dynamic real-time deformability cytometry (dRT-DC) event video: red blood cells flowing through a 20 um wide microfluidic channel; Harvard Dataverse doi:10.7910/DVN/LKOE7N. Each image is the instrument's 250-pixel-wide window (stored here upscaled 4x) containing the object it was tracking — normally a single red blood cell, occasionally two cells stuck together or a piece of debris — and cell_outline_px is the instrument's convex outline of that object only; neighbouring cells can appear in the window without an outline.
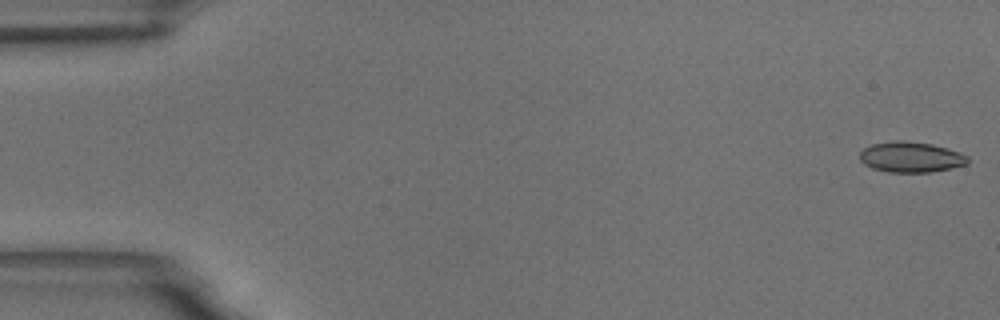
{"species": "common noctule bat (a hibernating species)", "species_latin": "Nyctalus noctula", "temperature_condition": "room temperature", "stored_images_in_passage": 55, "camera_frame_rate_fps": 3000, "um_per_image_px": 0.085, "animal": {"sex": "male", "body_mass_g": 18.8}, "frame": {"image": 1, "passage_image": 1, "time_ms": 0.0, "image_size_px": [1000, 320], "cell_outline_px": [[968, 164], [952, 168], [932, 172], [888, 172], [872, 168], [864, 164], [860, 160], [860, 152], [864, 148], [872, 144], [896, 140], [904, 140], [932, 144], [960, 152], [968, 156]], "centroid_in_image_um": [77.43, 13.35], "position_along_channel_um": 7.6, "area_um2": 19.31}}
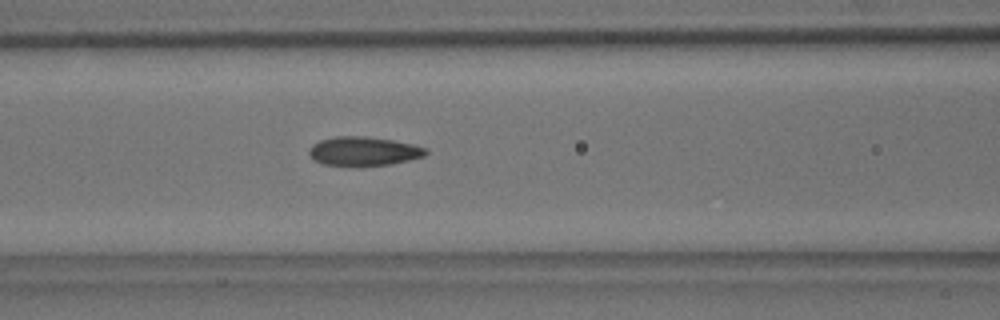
{"frame": {"image": 2, "passage_image": 23, "time_ms": 7.333, "image_size_px": [1000, 320], "cell_outline_px": [[428, 152], [424, 156], [392, 164], [324, 164], [312, 160], [308, 152], [308, 148], [312, 144], [320, 140], [336, 136], [368, 136], [392, 140], [412, 144], [428, 148]], "centroid_in_image_um": [30.89, 12.82], "position_along_channel_um": 135.7, "area_um2": 19.42}}
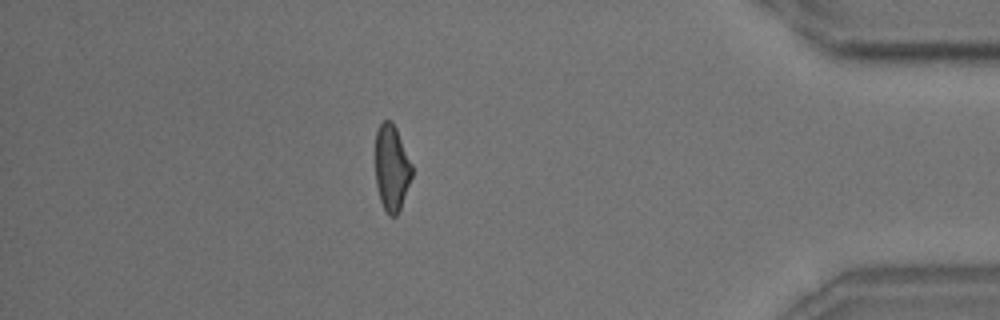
{"frame": {"image": 3, "passage_image": 48, "time_ms": 15.667, "image_size_px": [1000, 320], "cell_outline_px": [[412, 176], [400, 208], [396, 216], [388, 216], [380, 200], [376, 184], [376, 132], [380, 124], [384, 120], [392, 120], [396, 128], [412, 164]], "centroid_in_image_um": [33.29, 14.26], "position_along_channel_um": 401.9, "area_um2": 18.21}, "authors_computed_cell_mechanics": {"area_um2": 19.4208, "velocity_mm_per_s": 3.6857, "shape_relaxation_time_tau1_ms": 5.0972, "shape_relaxation_time_tau2_ms": 2.347, "deformation_change_tau1": 0.1659, "deformation_change_tau2": 0.1058}}